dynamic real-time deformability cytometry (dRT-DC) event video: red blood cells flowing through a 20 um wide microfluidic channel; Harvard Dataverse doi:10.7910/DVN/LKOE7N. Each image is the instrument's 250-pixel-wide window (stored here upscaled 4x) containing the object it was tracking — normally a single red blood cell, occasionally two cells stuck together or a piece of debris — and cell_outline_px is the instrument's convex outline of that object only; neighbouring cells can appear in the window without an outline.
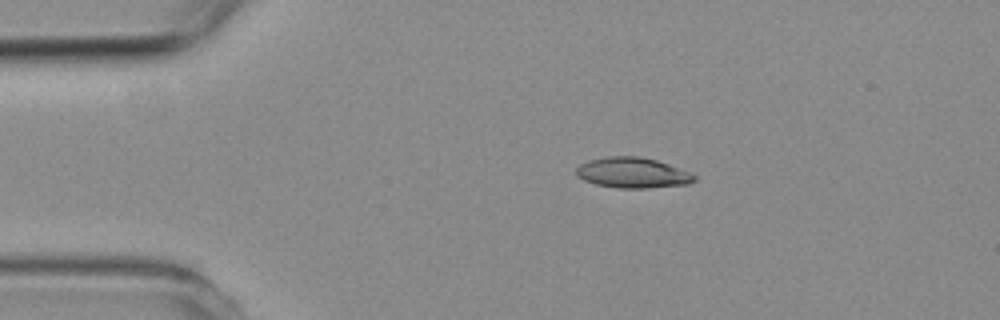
{"species": "common noctule bat (a hibernating species)", "species_latin": "Nyctalus noctula", "temperature_condition": "room temperature", "stored_images_in_passage": 3, "segment_of_instrument_passage": [1, 2], "camera_frame_rate_fps": 3000, "um_per_image_px": 0.085, "animal": {"sex": "female", "body_mass_g": 19.3, "forearm_length_mm": 54.1}, "frame": {"image": 1, "passage_image": 1, "time_ms": 0.0, "image_size_px": [1000, 320], "cell_outline_px": [[696, 180], [688, 184], [648, 188], [616, 188], [596, 184], [584, 180], [576, 176], [576, 168], [580, 164], [588, 160], [608, 156], [640, 156], [656, 160], [680, 168], [696, 176]], "centroid_in_image_um": [53.75, 14.68], "position_along_channel_um": 31.2, "area_um2": 21.04}}